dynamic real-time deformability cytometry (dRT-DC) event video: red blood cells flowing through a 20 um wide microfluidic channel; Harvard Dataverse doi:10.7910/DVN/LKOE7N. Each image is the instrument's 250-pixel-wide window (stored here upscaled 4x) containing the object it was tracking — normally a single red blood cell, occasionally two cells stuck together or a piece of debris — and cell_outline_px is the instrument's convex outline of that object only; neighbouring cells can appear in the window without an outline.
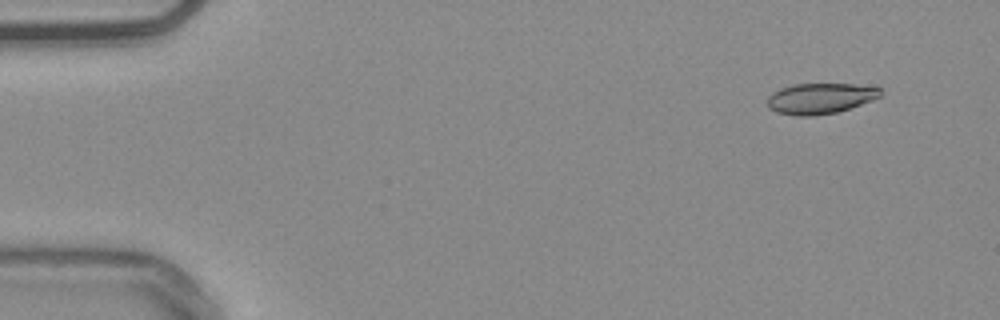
{"species": "common noctule bat (a hibernating species)", "species_latin": "Nyctalus noctula", "temperature_condition": "warm", "stored_images_in_passage": 51, "camera_frame_rate_fps": 3000, "um_per_image_px": 0.085, "animal": {"sex": "male", "body_mass_g": 20.4}, "frame": {"image": 1, "passage_image": 1, "time_ms": 0.0, "image_size_px": [1000, 320], "cell_outline_px": [[880, 96], [872, 100], [836, 112], [812, 116], [796, 116], [776, 112], [768, 108], [768, 96], [772, 92], [780, 88], [792, 84], [852, 84], [880, 88]], "centroid_in_image_um": [69.65, 8.36], "position_along_channel_um": 15.4, "area_um2": 20.06}}
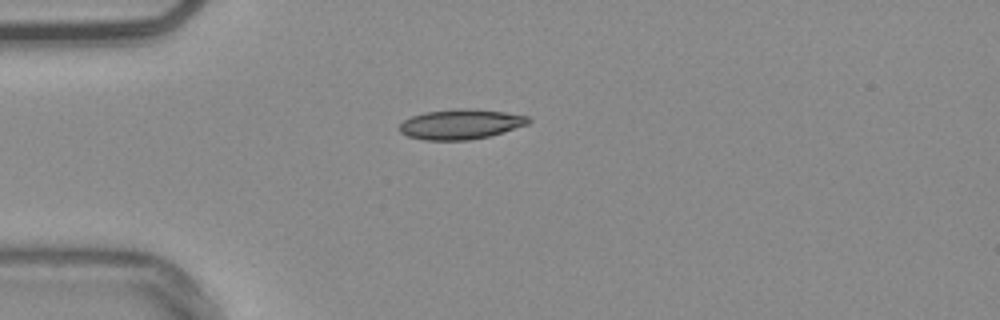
{"frame": {"image": 2, "passage_image": 11, "time_ms": 3.333, "image_size_px": [1000, 320], "cell_outline_px": [[532, 120], [528, 124], [488, 136], [468, 140], [424, 140], [408, 136], [400, 132], [400, 124], [404, 120], [412, 116], [424, 112], [456, 108], [460, 108], [504, 112], [528, 116]], "centroid_in_image_um": [39.14, 10.55], "position_along_channel_um": 45.9, "area_um2": 22.31}}
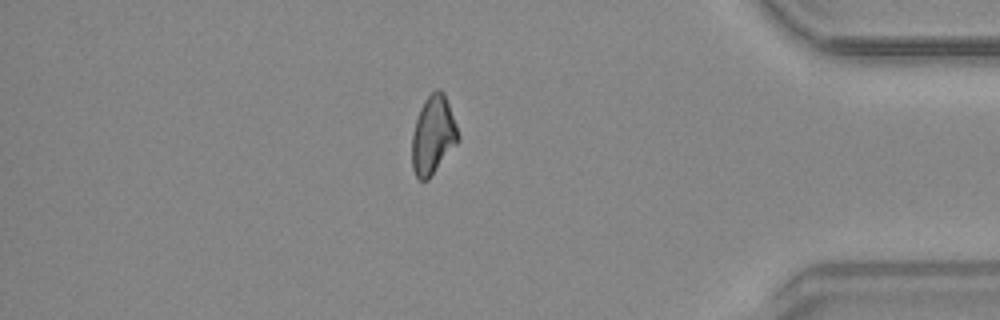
{"frame": {"image": 3, "passage_image": 43, "time_ms": 14.0, "image_size_px": [1000, 320], "cell_outline_px": [[460, 140], [428, 180], [420, 180], [416, 176], [412, 168], [412, 132], [420, 108], [424, 100], [436, 88], [440, 88], [444, 92], [460, 136]], "centroid_in_image_um": [36.81, 11.48], "position_along_channel_um": 398.4, "area_um2": 21.1}, "authors_computed_cell_mechanics": {"area_um2": 21.2126, "velocity_mm_per_s": 3.7835, "shape_relaxation_time_tau1_ms": 6.2896, "shape_relaxation_time_tau2_ms": 6.009, "deformation_change_tau1": 0.1478, "deformation_change_tau2": 0.1366}}